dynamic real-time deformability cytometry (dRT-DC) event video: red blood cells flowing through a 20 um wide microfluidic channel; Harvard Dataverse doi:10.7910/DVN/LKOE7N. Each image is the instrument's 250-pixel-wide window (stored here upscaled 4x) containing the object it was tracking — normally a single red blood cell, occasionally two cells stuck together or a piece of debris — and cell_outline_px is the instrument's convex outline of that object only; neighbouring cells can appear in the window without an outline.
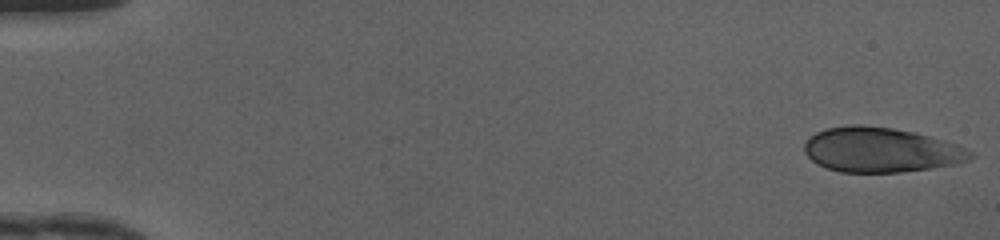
{"species": "human", "species_latin": "Homo sapiens", "temperature_condition": "cold", "stored_images_in_passage": 48, "camera_frame_rate_fps": 3000, "um_per_image_px": 0.085, "donor": {"sex": "female"}, "frame": {"image": 1, "passage_image": 1, "time_ms": 0.0, "image_size_px": [1000, 240], "cell_outline_px": [[976, 156], [960, 164], [932, 168], [900, 172], [840, 172], [816, 164], [804, 152], [804, 144], [816, 132], [828, 128], [856, 124], [860, 124], [892, 128], [912, 132], [928, 136], [956, 144], [972, 152]], "centroid_in_image_um": [74.88, 12.75], "position_along_channel_um": 10.1, "area_um2": 43.18}}
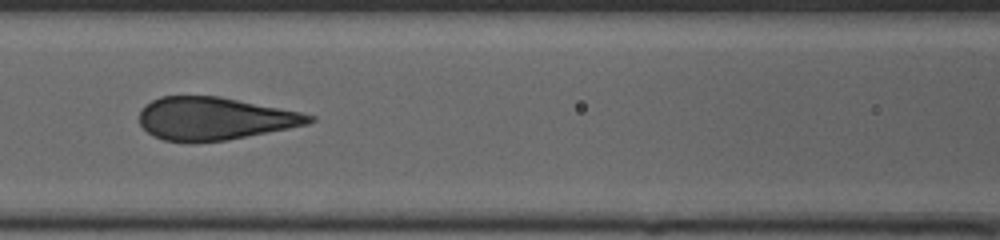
{"frame": {"image": 2, "passage_image": 22, "time_ms": 7.0, "image_size_px": [1000, 240], "cell_outline_px": [[316, 120], [308, 124], [228, 140], [196, 144], [188, 144], [164, 140], [152, 136], [140, 124], [140, 108], [144, 104], [160, 96], [216, 96], [280, 108], [300, 112], [316, 116]], "centroid_in_image_um": [18.18, 10.1], "position_along_channel_um": 148.4, "area_um2": 42.66}}
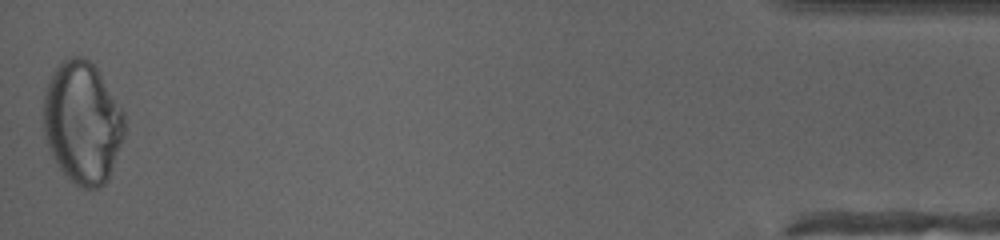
{"frame": {"image": 3, "passage_image": 48, "time_ms": 15.667, "image_size_px": [1000, 240], "cell_outline_px": [[124, 136], [108, 180], [100, 188], [84, 188], [76, 184], [60, 168], [48, 144], [44, 132], [44, 92], [48, 80], [56, 68], [64, 60], [72, 56], [84, 56], [96, 68], [124, 112]], "centroid_in_image_um": [7.02, 10.41], "position_along_channel_um": 428.2, "area_um2": 56.99}, "authors_computed_cell_mechanics": {"area_um2": 43.4945, "velocity_mm_per_s": 4.2059, "shape_relaxation_time_tau1_ms": 5.7802, "shape_relaxation_time_tau2_ms": null, "deformation_change_tau1": 0.1764, "deformation_change_tau2": null}}